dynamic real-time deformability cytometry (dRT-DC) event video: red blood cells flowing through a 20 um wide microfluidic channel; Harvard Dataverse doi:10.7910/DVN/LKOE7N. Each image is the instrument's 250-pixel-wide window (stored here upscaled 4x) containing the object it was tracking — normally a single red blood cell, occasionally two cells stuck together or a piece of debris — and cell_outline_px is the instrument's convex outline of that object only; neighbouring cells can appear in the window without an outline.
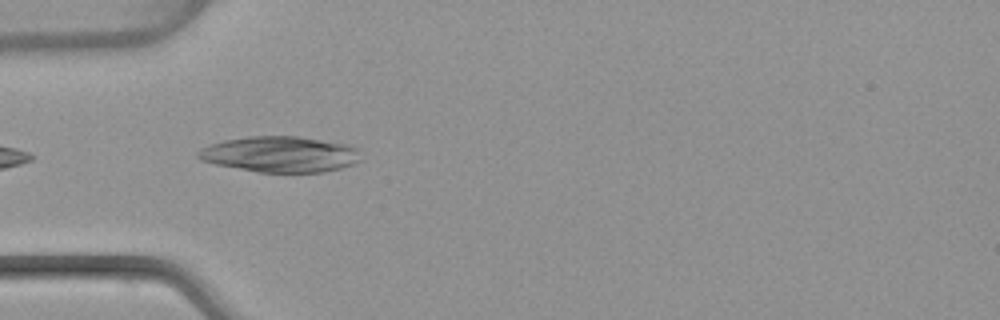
{"species": "common noctule bat (a hibernating species)", "species_latin": "Nyctalus noctula", "temperature_condition": "warm", "stored_images_in_passage": 5, "camera_frame_rate_fps": 3000, "um_per_image_px": 0.085, "animal": {"sex": "female", "body_mass_g": 22.7, "forearm_length_mm": 54.2}, "frame": {"image": 1, "passage_image": 1, "time_ms": 0.0, "image_size_px": [1000, 320], "cell_outline_px": [[364, 160], [340, 168], [324, 172], [260, 172], [216, 164], [200, 160], [196, 156], [196, 152], [200, 148], [224, 140], [248, 136], [300, 136], [348, 144], [360, 148]], "centroid_in_image_um": [23.88, 13.1], "position_along_channel_um": 61.1, "area_um2": 34.33}}
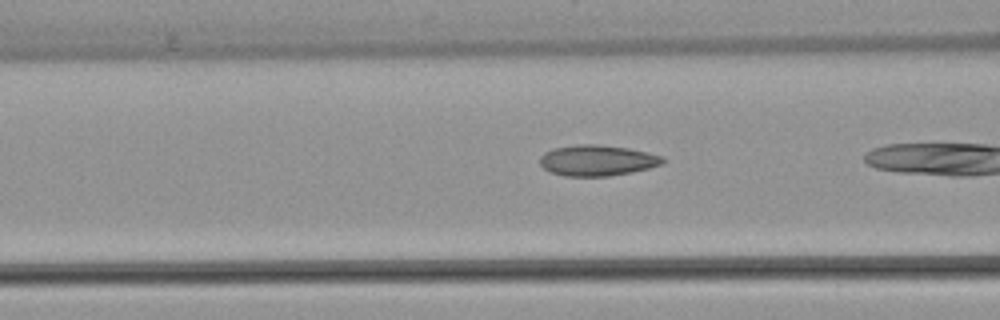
{"frame": {"image": 2, "passage_image": 3, "time_ms": 0.667, "image_size_px": [1000, 320], "cell_outline_px": [[664, 164], [632, 172], [608, 176], [564, 176], [552, 172], [544, 168], [540, 164], [540, 156], [544, 152], [552, 148], [576, 144], [596, 144], [628, 148], [648, 152], [664, 156]], "centroid_in_image_um": [50.77, 13.62], "position_along_channel_um": 115.8, "area_um2": 22.2}}